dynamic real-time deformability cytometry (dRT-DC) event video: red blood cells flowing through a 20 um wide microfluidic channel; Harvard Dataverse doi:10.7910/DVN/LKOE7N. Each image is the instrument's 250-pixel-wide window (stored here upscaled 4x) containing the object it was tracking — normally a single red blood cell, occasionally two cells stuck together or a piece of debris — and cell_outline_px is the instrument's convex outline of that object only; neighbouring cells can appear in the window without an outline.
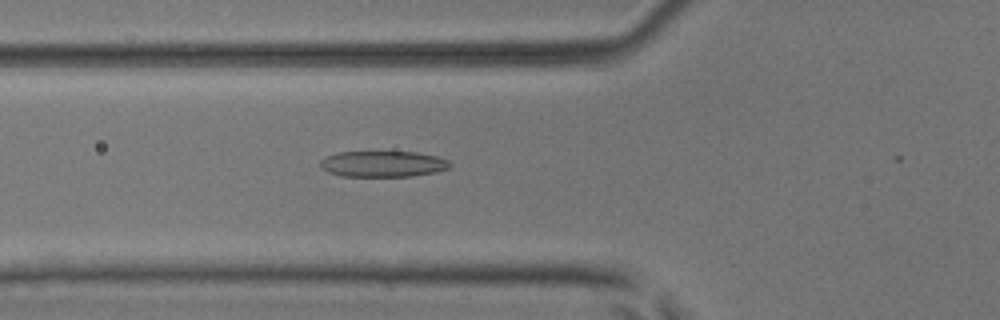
{"species": "common noctule bat (a hibernating species)", "species_latin": "Nyctalus noctula", "temperature_condition": "room temperature", "stored_images_in_passage": 11, "camera_frame_rate_fps": 3000, "um_per_image_px": 0.085, "animal": {"sex": "male", "body_mass_g": 17.9, "forearm_length_mm": 54.2}, "frame": {"image": 1, "passage_image": 4, "time_ms": 1.0, "image_size_px": [1000, 320], "cell_outline_px": [[452, 164], [448, 168], [436, 172], [412, 176], [340, 176], [328, 172], [320, 168], [320, 160], [324, 156], [336, 152], [416, 152], [436, 156], [448, 160]], "centroid_in_image_um": [32.51, 13.93], "position_along_channel_um": 93.3, "area_um2": 19.77}}
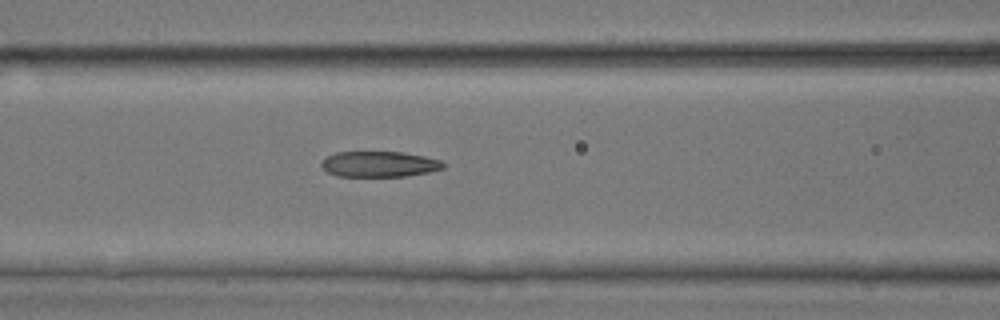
{"frame": {"image": 2, "passage_image": 7, "time_ms": 2.0, "image_size_px": [1000, 320], "cell_outline_px": [[444, 168], [428, 172], [408, 176], [336, 176], [328, 172], [320, 164], [328, 156], [336, 152], [400, 152], [424, 156], [440, 160], [444, 164]], "centroid_in_image_um": [32.24, 13.95], "position_along_channel_um": 134.4, "area_um2": 18.03}}